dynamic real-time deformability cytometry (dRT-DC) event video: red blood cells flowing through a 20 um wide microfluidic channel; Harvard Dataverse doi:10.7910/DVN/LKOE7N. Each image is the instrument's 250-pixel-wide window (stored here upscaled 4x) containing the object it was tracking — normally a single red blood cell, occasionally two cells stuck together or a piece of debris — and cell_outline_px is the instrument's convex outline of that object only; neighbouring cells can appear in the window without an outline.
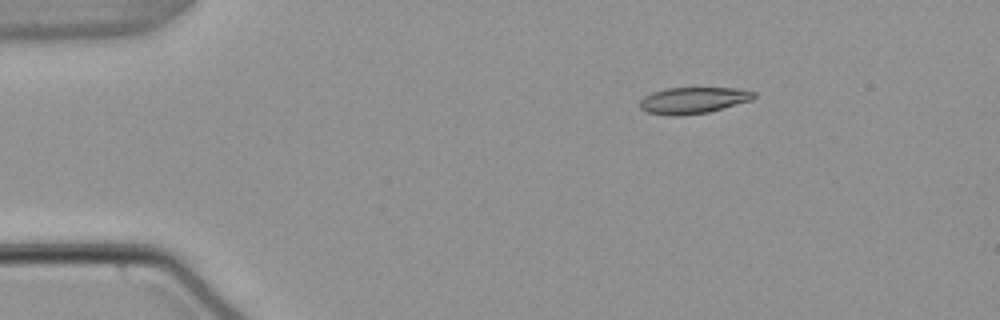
{"species": "common noctule bat (a hibernating species)", "species_latin": "Nyctalus noctula", "temperature_condition": "warm", "stored_images_in_passage": 46, "camera_frame_rate_fps": 3000, "um_per_image_px": 0.085, "animal": {"sex": "male", "body_mass_g": 21.5, "forearm_length_mm": 52.0}, "frame": {"image": 1, "passage_image": 1, "time_ms": 0.0, "image_size_px": [1000, 320], "cell_outline_px": [[756, 96], [752, 100], [708, 112], [680, 116], [668, 116], [648, 112], [640, 108], [640, 100], [644, 96], [652, 92], [668, 88], [736, 88], [756, 92]], "centroid_in_image_um": [58.92, 8.53], "position_along_channel_um": 26.1, "area_um2": 17.57}}
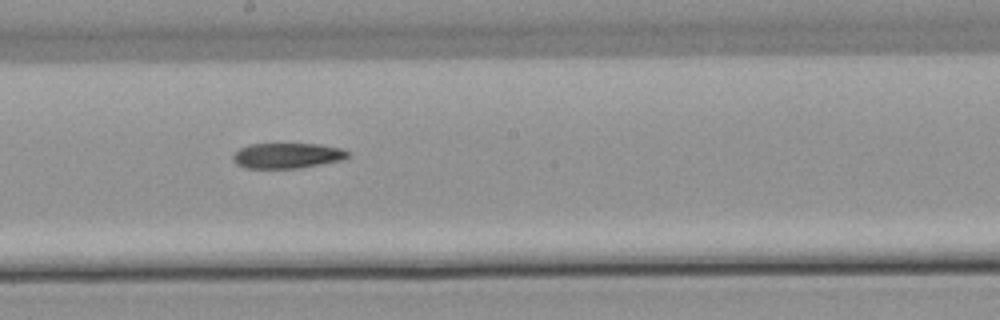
{"frame": {"image": 2, "passage_image": 22, "time_ms": 7.0, "image_size_px": [1000, 320], "cell_outline_px": [[352, 156], [344, 160], [300, 168], [244, 168], [236, 164], [232, 156], [240, 148], [248, 144], [320, 144], [344, 148]], "centroid_in_image_um": [24.48, 13.23], "position_along_channel_um": 223.7, "area_um2": 17.22}}
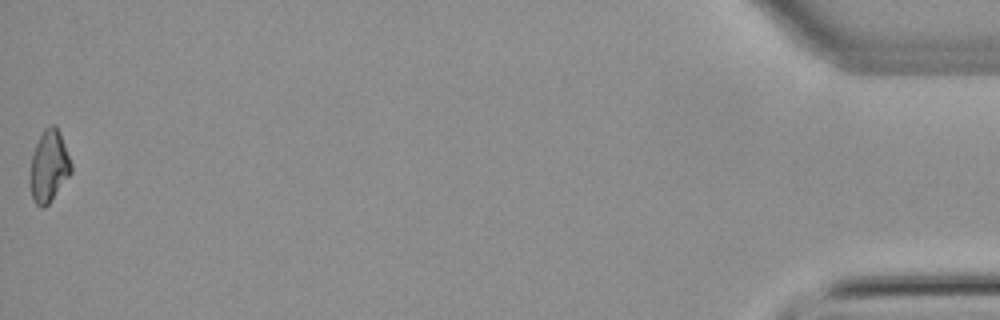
{"frame": {"image": 3, "passage_image": 46, "time_ms": 15.0, "image_size_px": [1000, 320], "cell_outline_px": [[72, 172], [48, 204], [44, 208], [40, 208], [36, 204], [32, 196], [28, 180], [32, 156], [36, 144], [44, 128], [52, 124], [56, 124], [60, 132], [72, 164]], "centroid_in_image_um": [4.15, 14.13], "position_along_channel_um": 431.1, "area_um2": 17.28}, "authors_computed_cell_mechanics": {"area_um2": 17.6001, "velocity_mm_per_s": 3.8267, "shape_relaxation_time_tau1_ms": null, "shape_relaxation_time_tau2_ms": 7.0005, "deformation_change_tau1": null, "deformation_change_tau2": 0.1544}}